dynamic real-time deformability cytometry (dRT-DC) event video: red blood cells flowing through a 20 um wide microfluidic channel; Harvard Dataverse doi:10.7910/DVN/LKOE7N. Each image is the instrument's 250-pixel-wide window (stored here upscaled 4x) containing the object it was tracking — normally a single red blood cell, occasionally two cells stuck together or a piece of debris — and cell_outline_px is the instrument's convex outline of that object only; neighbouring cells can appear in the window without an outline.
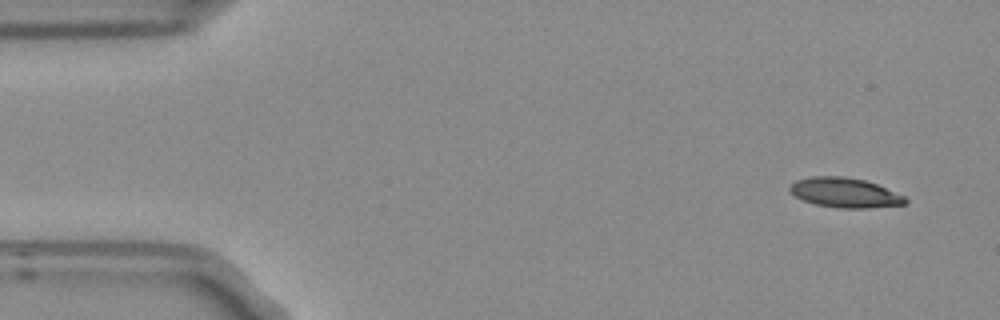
{"species": "Egyptian fruit bat (a non-hibernating species)", "species_latin": "Rousettus aegyptiacus", "temperature_condition": "room temperature", "stored_images_in_passage": 5, "camera_frame_rate_fps": 3000, "um_per_image_px": 0.085, "frame": {"image": 1, "passage_image": 1, "time_ms": 0.0, "image_size_px": [1000, 320], "cell_outline_px": [[908, 200], [904, 204], [868, 208], [840, 208], [816, 204], [804, 200], [796, 196], [788, 188], [796, 180], [812, 176], [844, 176], [864, 180], [876, 184], [904, 196]], "centroid_in_image_um": [71.81, 16.37], "position_along_channel_um": 13.2, "area_um2": 19.71}}
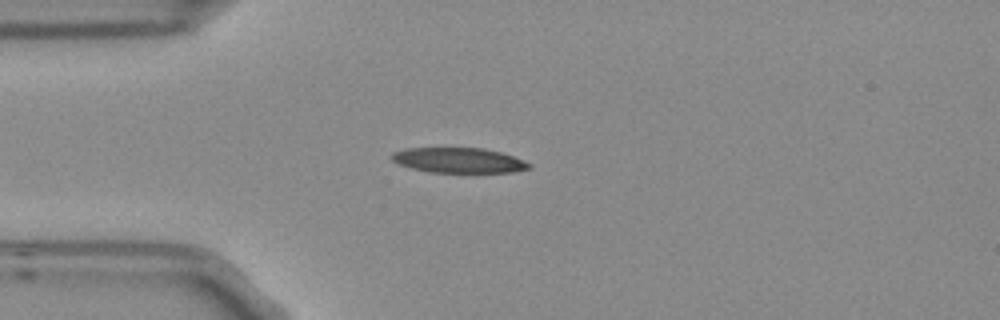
{"frame": {"image": 2, "passage_image": 4, "time_ms": 1.0, "image_size_px": [1000, 320], "cell_outline_px": [[532, 168], [512, 172], [428, 172], [412, 168], [400, 164], [392, 160], [392, 152], [404, 148], [484, 148], [500, 152], [512, 156], [532, 164]], "centroid_in_image_um": [38.99, 13.62], "position_along_channel_um": 46.0, "area_um2": 20.0}}